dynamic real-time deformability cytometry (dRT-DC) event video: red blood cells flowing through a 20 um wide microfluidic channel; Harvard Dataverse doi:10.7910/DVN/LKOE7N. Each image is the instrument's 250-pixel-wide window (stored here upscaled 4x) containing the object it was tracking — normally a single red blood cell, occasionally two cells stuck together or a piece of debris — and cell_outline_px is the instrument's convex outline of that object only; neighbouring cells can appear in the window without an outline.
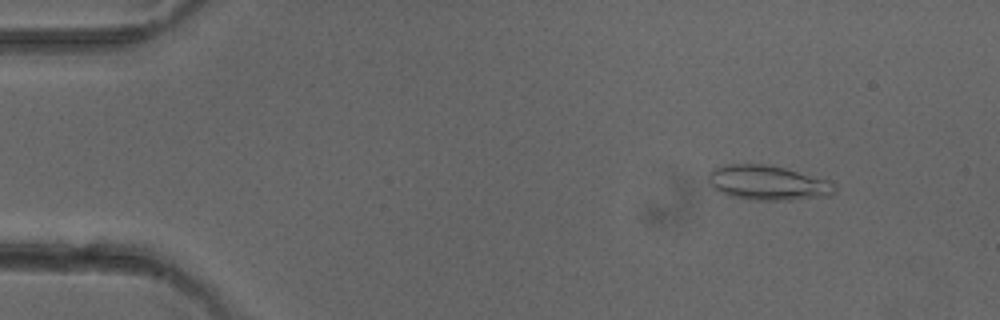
{"species": "common noctule bat (a hibernating species)", "species_latin": "Nyctalus noctula", "temperature_condition": "cold", "stored_images_in_passage": 51, "camera_frame_rate_fps": 3000, "um_per_image_px": 0.085, "animal": {"sex": "female"}, "frame": {"image": 1, "passage_image": 6, "time_ms": 1.667, "image_size_px": [1000, 320], "cell_outline_px": [[836, 188], [832, 196], [792, 200], [756, 200], [732, 196], [720, 192], [708, 180], [708, 172], [712, 168], [728, 164], [764, 164], [784, 168], [828, 180], [836, 184]], "centroid_in_image_um": [65.3, 15.54], "position_along_channel_um": 19.7, "area_um2": 25.49}}
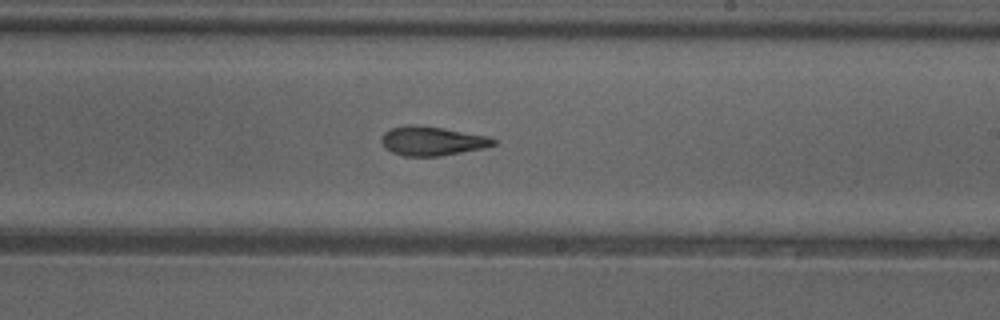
{"frame": {"image": 2, "passage_image": 30, "time_ms": 9.667, "image_size_px": [1000, 320], "cell_outline_px": [[496, 144], [484, 148], [440, 156], [404, 156], [392, 152], [380, 140], [384, 132], [392, 128], [404, 124], [420, 124], [444, 128], [488, 136], [496, 140]], "centroid_in_image_um": [36.73, 11.96], "position_along_channel_um": 252.3, "area_um2": 19.07}}
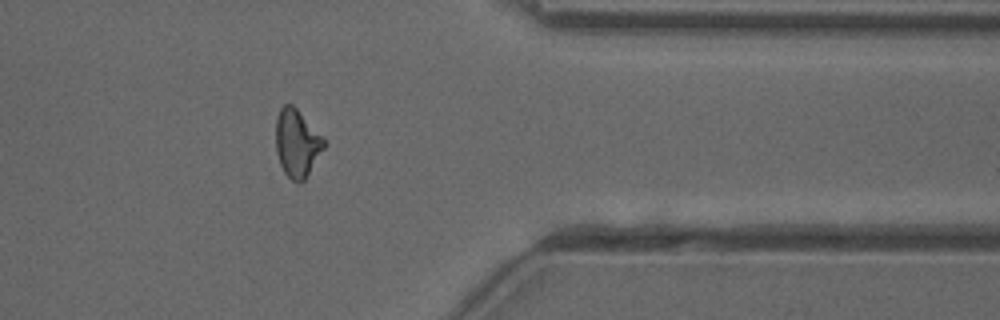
{"frame": {"image": 3, "passage_image": 41, "time_ms": 13.333, "image_size_px": [1000, 320], "cell_outline_px": [[328, 144], [304, 180], [300, 184], [296, 184], [284, 172], [280, 164], [276, 152], [276, 116], [280, 108], [284, 104], [292, 104], [296, 108]], "centroid_in_image_um": [25.24, 12.2], "position_along_channel_um": 386.2, "area_um2": 19.02}, "authors_computed_cell_mechanics": {"area_um2": 19.3052, "velocity_mm_per_s": 4.0578, "shape_relaxation_time_tau1_ms": 9.0847, "shape_relaxation_time_tau2_ms": 3.8045, "deformation_change_tau1": 0.2141, "deformation_change_tau2": 0.132}}